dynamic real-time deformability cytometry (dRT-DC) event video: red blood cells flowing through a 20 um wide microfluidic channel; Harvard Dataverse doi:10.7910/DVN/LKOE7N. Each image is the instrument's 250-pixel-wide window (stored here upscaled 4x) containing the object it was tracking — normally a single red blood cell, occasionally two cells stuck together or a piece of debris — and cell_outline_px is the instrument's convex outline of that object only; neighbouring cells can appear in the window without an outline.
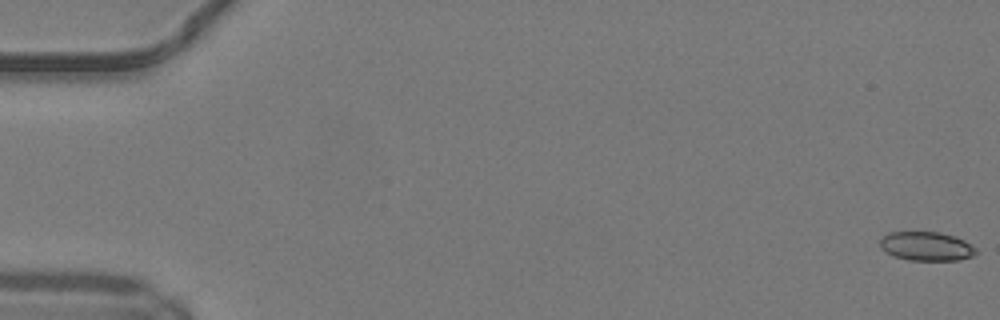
{"species": "common noctule bat (a hibernating species)", "species_latin": "Nyctalus noctula", "temperature_condition": "warm", "stored_images_in_passage": 51, "camera_frame_rate_fps": 3000, "um_per_image_px": 0.085, "animal": {"sex": "male", "body_mass_g": 19.2, "forearm_length_mm": 51.8}, "frame": {"image": 1, "passage_image": 1, "time_ms": 0.0, "image_size_px": [1000, 320], "cell_outline_px": [[976, 252], [972, 256], [960, 260], [908, 260], [896, 256], [880, 248], [880, 236], [888, 232], [940, 232], [964, 240], [976, 248]], "centroid_in_image_um": [78.72, 20.92], "position_along_channel_um": 6.3, "area_um2": 16.13}}
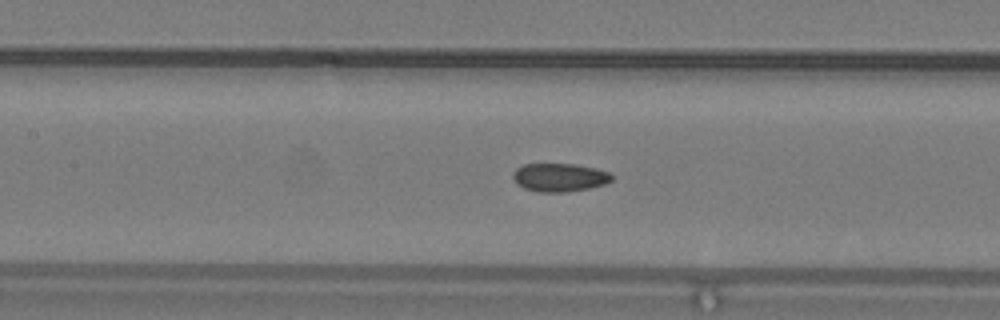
{"frame": {"image": 2, "passage_image": 24, "time_ms": 7.667, "image_size_px": [1000, 320], "cell_outline_px": [[612, 180], [604, 184], [588, 188], [564, 192], [536, 192], [524, 188], [516, 184], [512, 176], [512, 172], [516, 168], [524, 164], [576, 164], [596, 168], [608, 172], [612, 176]], "centroid_in_image_um": [47.51, 15.08], "position_along_channel_um": 159.9, "area_um2": 16.36}}
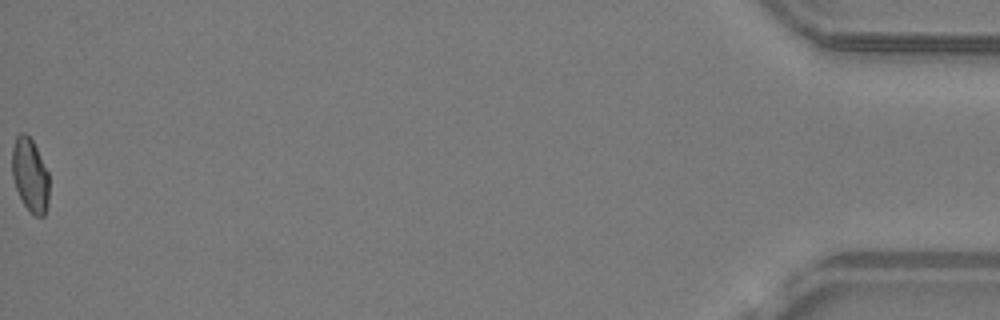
{"frame": {"image": 3, "passage_image": 51, "time_ms": 16.667, "image_size_px": [1000, 320], "cell_outline_px": [[48, 200], [44, 216], [36, 216], [24, 204], [16, 188], [12, 176], [12, 148], [16, 136], [20, 132], [24, 132], [32, 140], [48, 172]], "centroid_in_image_um": [2.54, 14.85], "position_along_channel_um": 432.7, "area_um2": 15.61}, "authors_computed_cell_mechanics": {"area_um2": 16.473, "velocity_mm_per_s": 4.1692, "shape_relaxation_time_tau1_ms": null, "shape_relaxation_time_tau2_ms": 3.4662, "deformation_change_tau1": null, "deformation_change_tau2": 0.0795}}